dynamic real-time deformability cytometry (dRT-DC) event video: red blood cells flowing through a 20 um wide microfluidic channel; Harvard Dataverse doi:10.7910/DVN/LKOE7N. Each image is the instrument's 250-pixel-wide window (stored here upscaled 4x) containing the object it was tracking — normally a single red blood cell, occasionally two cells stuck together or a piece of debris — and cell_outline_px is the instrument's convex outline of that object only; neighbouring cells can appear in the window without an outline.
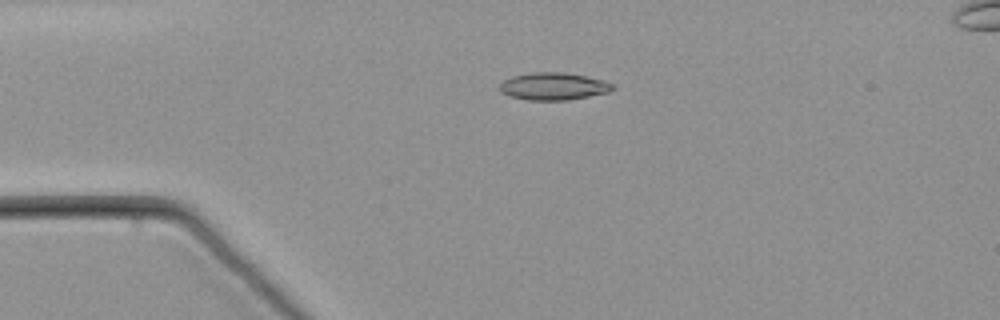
{"species": "common noctule bat (a hibernating species)", "species_latin": "Nyctalus noctula", "temperature_condition": "warm", "stored_images_in_passage": 10, "camera_frame_rate_fps": 3000, "um_per_image_px": 0.085, "animal": {"sex": "male", "body_mass_g": 21.5, "forearm_length_mm": 52.0}, "frame": {"image": 1, "passage_image": 1, "time_ms": 0.0, "image_size_px": [1000, 320], "cell_outline_px": [[616, 88], [608, 92], [568, 100], [528, 100], [508, 96], [500, 92], [496, 88], [504, 80], [512, 76], [528, 72], [564, 72], [604, 80], [616, 84]], "centroid_in_image_um": [47.02, 7.33], "position_along_channel_um": 38.0, "area_um2": 18.32}}
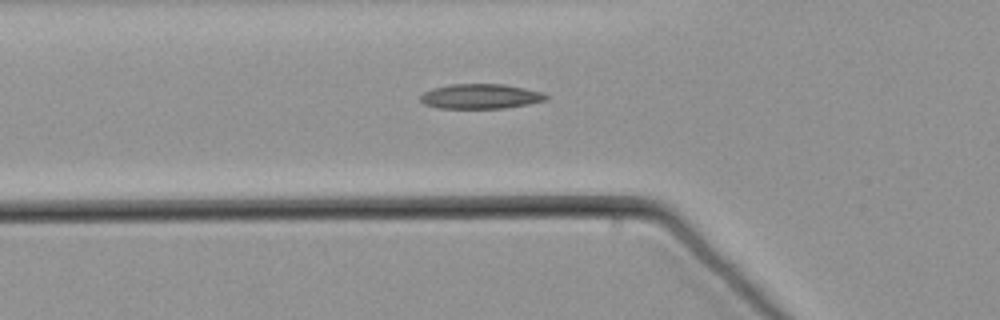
{"frame": {"image": 2, "passage_image": 8, "time_ms": 2.333, "image_size_px": [1000, 320], "cell_outline_px": [[548, 100], [528, 104], [504, 108], [440, 108], [424, 104], [420, 100], [420, 96], [424, 92], [432, 88], [452, 84], [504, 84], [544, 92], [548, 96]], "centroid_in_image_um": [40.87, 8.19], "position_along_channel_um": 84.9, "area_um2": 18.21}}